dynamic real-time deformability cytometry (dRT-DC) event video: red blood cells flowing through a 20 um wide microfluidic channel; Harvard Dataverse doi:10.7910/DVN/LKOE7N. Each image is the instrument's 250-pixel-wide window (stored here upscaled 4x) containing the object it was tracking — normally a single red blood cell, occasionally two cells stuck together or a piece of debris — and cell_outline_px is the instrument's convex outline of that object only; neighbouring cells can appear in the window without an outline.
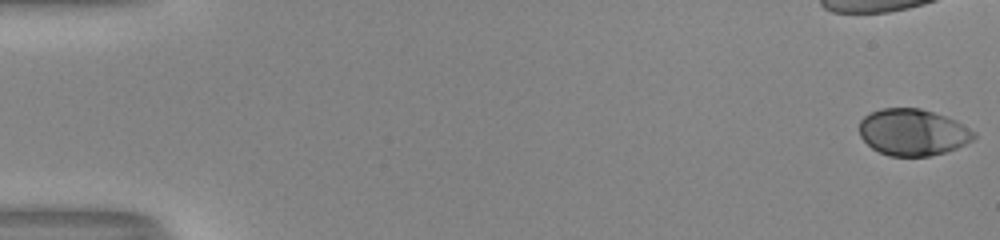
{"species": "human", "species_latin": "Homo sapiens", "temperature_condition": "room temperature", "stored_images_in_passage": 43, "camera_frame_rate_fps": 3000, "um_per_image_px": 0.085, "donor": {"sex": "male"}, "frame": {"image": 1, "passage_image": 1, "time_ms": 0.0, "image_size_px": [1000, 240], "cell_outline_px": [[976, 136], [972, 140], [956, 148], [932, 156], [888, 156], [872, 148], [860, 136], [860, 120], [864, 116], [872, 112], [884, 108], [920, 108], [956, 120], [976, 132]], "centroid_in_image_um": [77.59, 11.24], "position_along_channel_um": 7.4, "area_um2": 30.98}}